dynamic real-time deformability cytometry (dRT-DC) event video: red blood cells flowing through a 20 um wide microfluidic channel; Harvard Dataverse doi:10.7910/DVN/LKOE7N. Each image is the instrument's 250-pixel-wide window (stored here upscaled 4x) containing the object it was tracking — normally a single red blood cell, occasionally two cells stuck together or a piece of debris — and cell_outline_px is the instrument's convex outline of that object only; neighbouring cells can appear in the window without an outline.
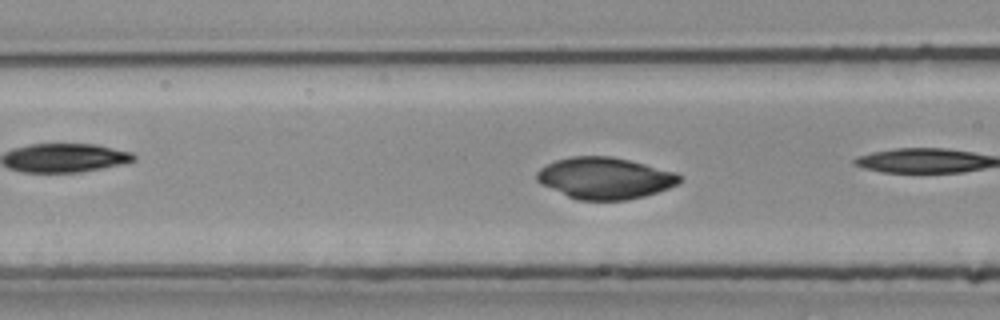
{"species": "common noctule bat (a hibernating species)", "species_latin": "Nyctalus noctula", "temperature_condition": "room temperature", "stored_images_in_passage": 31, "camera_frame_rate_fps": 3000, "um_per_image_px": 0.085, "animal": {"sex": "female", "body_mass_g": 25.1}, "frame": {"image": 1, "passage_image": 10, "time_ms": 3.0, "image_size_px": [1000, 320], "cell_outline_px": [[680, 180], [676, 184], [668, 188], [644, 196], [628, 200], [576, 200], [536, 180], [536, 172], [540, 168], [556, 160], [572, 156], [612, 156], [676, 172], [680, 176]], "centroid_in_image_um": [51.41, 15.14], "position_along_channel_um": 115.2, "area_um2": 34.16}}